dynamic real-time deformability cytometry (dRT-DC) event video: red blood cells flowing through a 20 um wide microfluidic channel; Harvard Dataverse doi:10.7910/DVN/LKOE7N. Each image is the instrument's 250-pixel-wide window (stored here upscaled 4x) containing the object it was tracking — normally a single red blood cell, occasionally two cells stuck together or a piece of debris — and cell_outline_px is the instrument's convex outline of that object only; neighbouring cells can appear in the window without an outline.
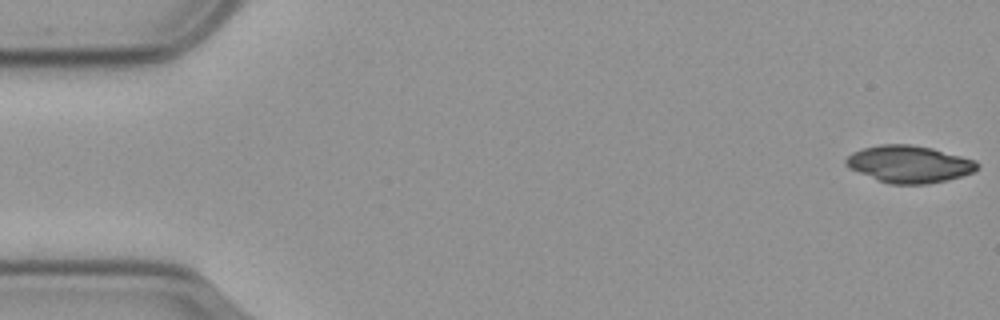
{"species": "common noctule bat (a hibernating species)", "species_latin": "Nyctalus noctula", "temperature_condition": "cold", "stored_images_in_passage": 56, "camera_frame_rate_fps": 3000, "um_per_image_px": 0.085, "animal": {"sex": "male", "body_mass_g": 23.1, "forearm_length_mm": 52.7}, "frame": {"image": 1, "passage_image": 1, "time_ms": 0.0, "image_size_px": [1000, 320], "cell_outline_px": [[980, 164], [972, 172], [948, 180], [928, 184], [888, 184], [876, 180], [848, 168], [844, 164], [844, 160], [852, 152], [864, 148], [880, 144], [908, 144], [932, 148], [976, 160]], "centroid_in_image_um": [77.24, 13.95], "position_along_channel_um": 7.8, "area_um2": 28.5}}